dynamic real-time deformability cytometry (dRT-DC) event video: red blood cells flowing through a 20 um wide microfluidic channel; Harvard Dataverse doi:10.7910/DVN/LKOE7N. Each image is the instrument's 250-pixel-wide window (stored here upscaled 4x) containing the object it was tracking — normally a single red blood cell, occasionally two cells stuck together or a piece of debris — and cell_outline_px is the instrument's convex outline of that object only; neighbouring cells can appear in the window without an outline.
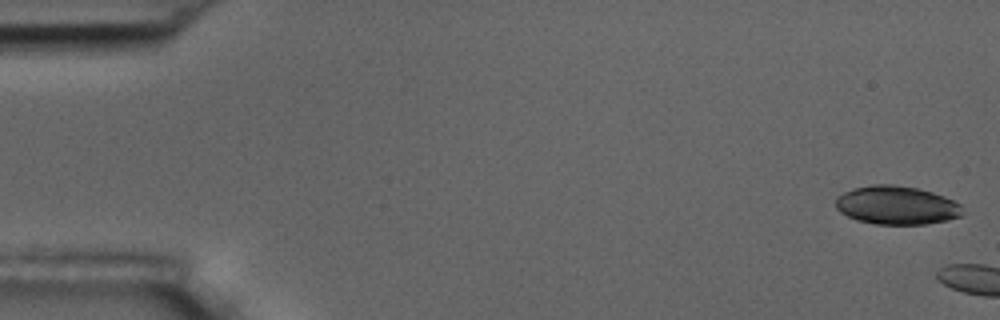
{"species": "common noctule bat (a hibernating species)", "species_latin": "Nyctalus noctula", "temperature_condition": "room temperature", "stored_images_in_passage": 2, "camera_frame_rate_fps": 3000, "um_per_image_px": 0.085, "animal": {"sex": "male", "body_mass_g": 17.5, "forearm_length_mm": 52.3}, "frame": {"image": 1, "passage_image": 1, "time_ms": 0.0, "image_size_px": [1000, 320], "cell_outline_px": [[964, 212], [960, 216], [948, 220], [928, 224], [876, 224], [856, 220], [840, 212], [836, 208], [836, 196], [852, 188], [872, 184], [892, 184], [916, 188], [932, 192], [944, 196], [960, 204]], "centroid_in_image_um": [76.2, 17.44], "position_along_channel_um": 8.8, "area_um2": 28.61}}